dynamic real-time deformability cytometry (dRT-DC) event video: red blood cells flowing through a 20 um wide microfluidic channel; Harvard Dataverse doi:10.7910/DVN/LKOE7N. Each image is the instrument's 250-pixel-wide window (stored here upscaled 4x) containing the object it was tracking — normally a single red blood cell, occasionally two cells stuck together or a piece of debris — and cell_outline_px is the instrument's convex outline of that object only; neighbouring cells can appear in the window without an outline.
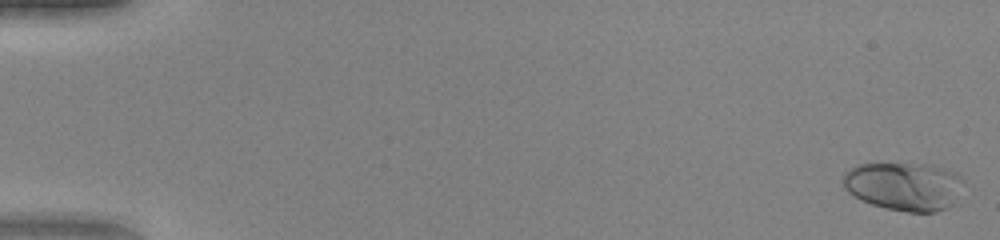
{"species": "human", "species_latin": "Homo sapiens", "temperature_condition": "warm", "stored_images_in_passage": 51, "camera_frame_rate_fps": 3000, "um_per_image_px": 0.085, "donor": {"sex": "female"}, "frame": {"image": 1, "passage_image": 1, "time_ms": 0.0, "image_size_px": [1000, 240], "cell_outline_px": [[964, 180], [952, 204], [936, 212], [908, 212], [884, 208], [860, 200], [848, 192], [844, 188], [844, 172], [856, 164], [932, 164], [956, 172]], "centroid_in_image_um": [76.82, 15.82], "position_along_channel_um": 8.2, "area_um2": 33.93}}
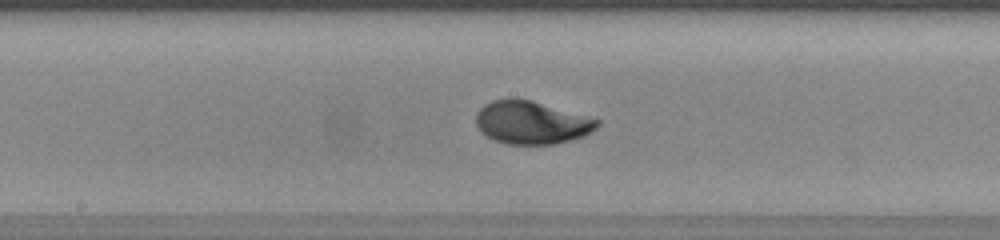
{"frame": {"image": 2, "passage_image": 28, "time_ms": 9.0, "image_size_px": [1000, 240], "cell_outline_px": [[600, 124], [596, 128], [584, 136], [556, 144], [508, 144], [492, 140], [476, 124], [476, 112], [484, 104], [492, 100], [532, 100], [600, 120]], "centroid_in_image_um": [45.19, 10.43], "position_along_channel_um": 203.0, "area_um2": 29.94}}
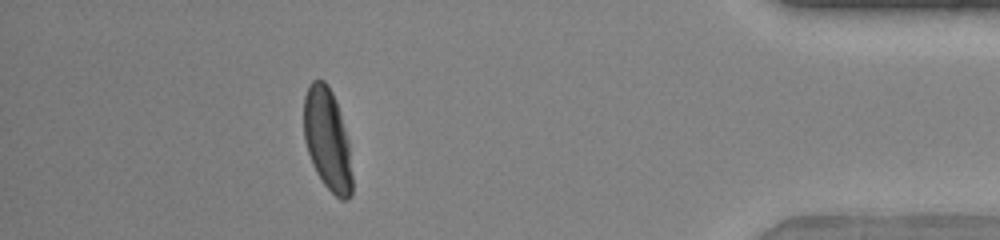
{"frame": {"image": 3, "passage_image": 46, "time_ms": 15.0, "image_size_px": [1000, 240], "cell_outline_px": [[352, 192], [348, 200], [340, 200], [324, 184], [316, 172], [312, 164], [304, 140], [304, 96], [308, 84], [312, 80], [324, 80], [328, 84], [336, 100], [340, 112], [348, 140], [352, 176]], "centroid_in_image_um": [27.82, 11.84], "position_along_channel_um": 407.4, "area_um2": 28.84}, "authors_computed_cell_mechanics": {"area_um2": 29.7092, "velocity_mm_per_s": 4.1134, "shape_relaxation_time_tau1_ms": 2.8308, "shape_relaxation_time_tau2_ms": null, "deformation_change_tau1": 0.1969, "deformation_change_tau2": null}}